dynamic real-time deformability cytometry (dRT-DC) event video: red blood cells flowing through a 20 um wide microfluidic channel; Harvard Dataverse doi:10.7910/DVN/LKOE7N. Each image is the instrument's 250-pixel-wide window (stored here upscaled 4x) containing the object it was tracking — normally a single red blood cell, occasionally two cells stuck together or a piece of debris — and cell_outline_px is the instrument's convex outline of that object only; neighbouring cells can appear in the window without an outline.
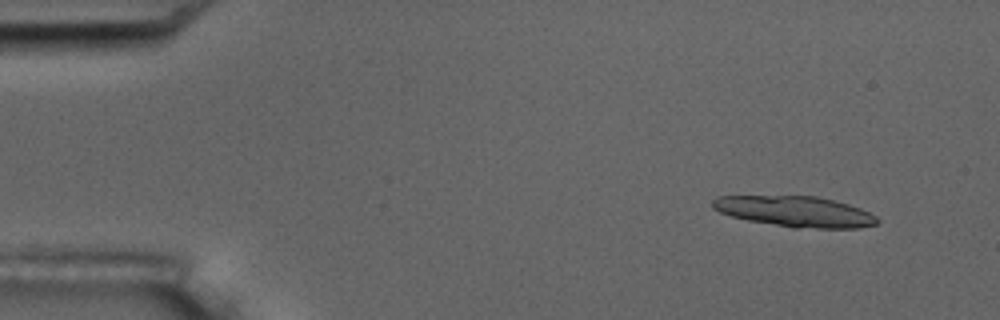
{"species": "common noctule bat (a hibernating species)", "species_latin": "Nyctalus noctula", "temperature_condition": "room temperature", "stored_images_in_passage": 5, "camera_frame_rate_fps": 3000, "um_per_image_px": 0.085, "animal": {"sex": "male", "body_mass_g": 17.5, "forearm_length_mm": 52.3}, "frame": {"image": 1, "passage_image": 1, "time_ms": 0.0, "image_size_px": [1000, 320], "cell_outline_px": [[880, 220], [876, 224], [860, 228], [792, 228], [748, 220], [732, 216], [720, 212], [712, 208], [712, 200], [716, 196], [816, 196], [848, 204], [860, 208], [876, 216]], "centroid_in_image_um": [67.59, 17.98], "position_along_channel_um": 17.4, "area_um2": 29.42}}